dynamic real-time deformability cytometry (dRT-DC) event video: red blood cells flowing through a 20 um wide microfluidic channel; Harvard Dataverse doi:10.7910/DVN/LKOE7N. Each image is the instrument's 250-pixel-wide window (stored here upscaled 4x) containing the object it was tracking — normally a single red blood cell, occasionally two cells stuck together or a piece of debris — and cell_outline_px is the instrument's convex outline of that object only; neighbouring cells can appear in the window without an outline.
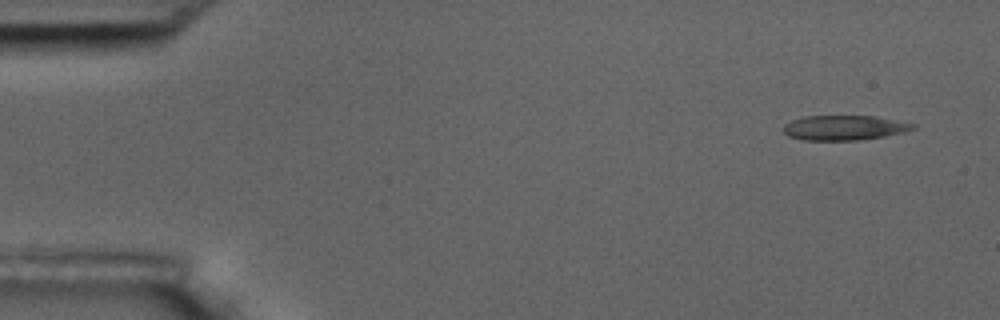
{"species": "common noctule bat (a hibernating species)", "species_latin": "Nyctalus noctula", "temperature_condition": "room temperature", "stored_images_in_passage": 10, "camera_frame_rate_fps": 3000, "um_per_image_px": 0.085, "animal": {"sex": "male", "body_mass_g": 17.5, "forearm_length_mm": 52.3}, "frame": {"image": 1, "passage_image": 1, "time_ms": 0.0, "image_size_px": [1000, 320], "cell_outline_px": [[916, 128], [904, 132], [884, 136], [856, 140], [804, 140], [788, 136], [784, 132], [784, 124], [792, 120], [804, 116], [872, 116], [916, 124]], "centroid_in_image_um": [71.74, 10.86], "position_along_channel_um": 13.3, "area_um2": 18.55}}
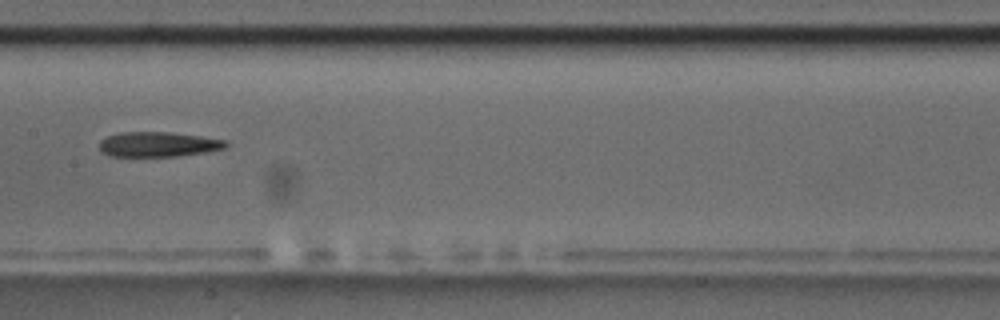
{"frame": {"image": 2, "passage_image": 8, "time_ms": 8.333, "image_size_px": [1000, 320], "cell_outline_px": [[228, 144], [224, 148], [208, 152], [180, 156], [112, 156], [100, 152], [100, 140], [108, 136], [120, 132], [168, 132], [200, 136], [228, 140]], "centroid_in_image_um": [13.47, 12.27], "position_along_channel_um": 193.9, "area_um2": 18.44}}
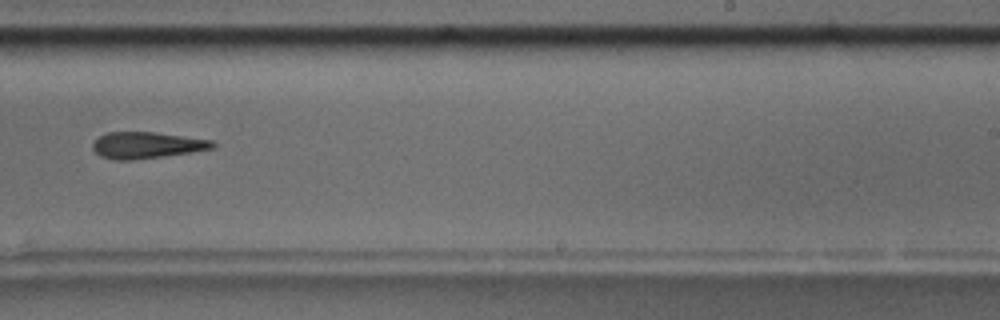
{"frame": {"image": 3, "passage_image": 10, "time_ms": 10.667, "image_size_px": [1000, 320], "cell_outline_px": [[216, 144], [212, 148], [188, 152], [132, 160], [116, 160], [100, 156], [92, 148], [92, 144], [100, 136], [108, 132], [156, 132], [212, 140]], "centroid_in_image_um": [12.43, 12.33], "position_along_channel_um": 276.6, "area_um2": 18.15}}